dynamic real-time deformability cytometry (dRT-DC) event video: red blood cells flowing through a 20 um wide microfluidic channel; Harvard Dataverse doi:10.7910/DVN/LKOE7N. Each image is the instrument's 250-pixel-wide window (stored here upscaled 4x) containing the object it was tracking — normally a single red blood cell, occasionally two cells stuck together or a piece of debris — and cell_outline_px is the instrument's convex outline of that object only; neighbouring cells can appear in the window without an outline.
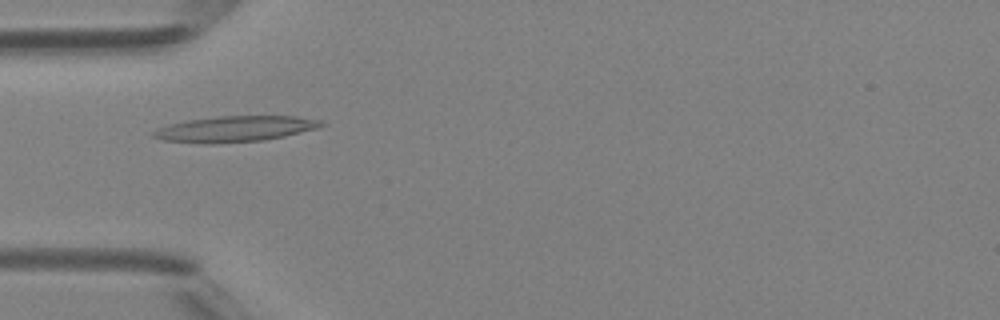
{"species": "Egyptian fruit bat (a non-hibernating species)", "species_latin": "Rousettus aegyptiacus", "temperature_condition": "room temperature", "stored_images_in_passage": 48, "camera_frame_rate_fps": 3000, "um_per_image_px": 0.085, "animal": {"sex": "female"}, "frame": {"image": 1, "passage_image": 15, "time_ms": 4.667, "image_size_px": [1000, 320], "cell_outline_px": [[328, 124], [316, 128], [284, 136], [264, 140], [212, 144], [204, 144], [164, 140], [152, 136], [152, 132], [156, 128], [188, 120], [220, 116], [292, 116], [320, 120]], "centroid_in_image_um": [19.96, 10.96], "position_along_channel_um": 65.0, "area_um2": 25.09}}
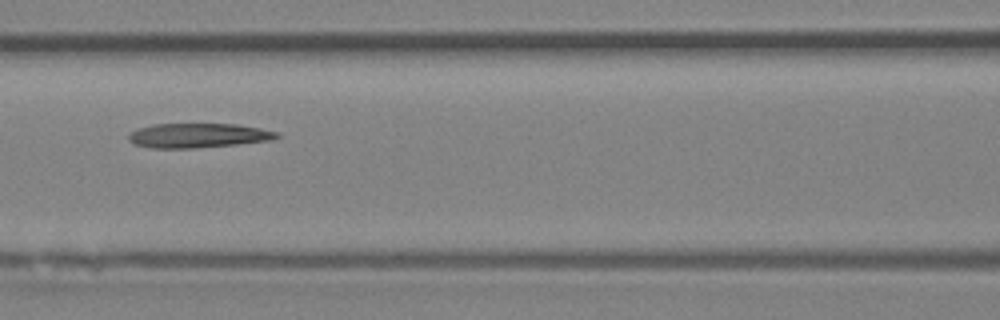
{"frame": {"image": 2, "passage_image": 21, "time_ms": 6.667, "image_size_px": [1000, 320], "cell_outline_px": [[280, 136], [272, 140], [236, 144], [192, 148], [152, 148], [132, 144], [128, 140], [128, 136], [136, 128], [152, 124], [236, 124], [260, 128], [280, 132]], "centroid_in_image_um": [16.82, 11.51], "position_along_channel_um": 149.8, "area_um2": 21.21}}
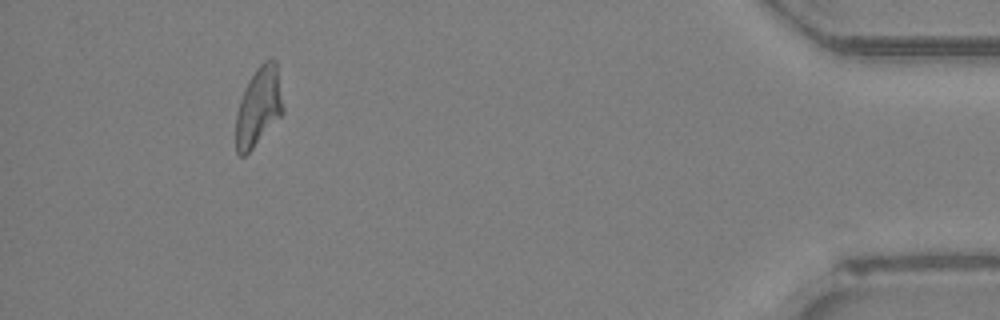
{"frame": {"image": 3, "passage_image": 44, "time_ms": 14.333, "image_size_px": [1000, 320], "cell_outline_px": [[284, 112], [252, 148], [244, 156], [240, 156], [236, 152], [236, 116], [240, 100], [244, 88], [256, 68], [264, 60], [272, 56], [276, 60], [284, 108]], "centroid_in_image_um": [21.99, 9.01], "position_along_channel_um": 413.2, "area_um2": 21.62}}